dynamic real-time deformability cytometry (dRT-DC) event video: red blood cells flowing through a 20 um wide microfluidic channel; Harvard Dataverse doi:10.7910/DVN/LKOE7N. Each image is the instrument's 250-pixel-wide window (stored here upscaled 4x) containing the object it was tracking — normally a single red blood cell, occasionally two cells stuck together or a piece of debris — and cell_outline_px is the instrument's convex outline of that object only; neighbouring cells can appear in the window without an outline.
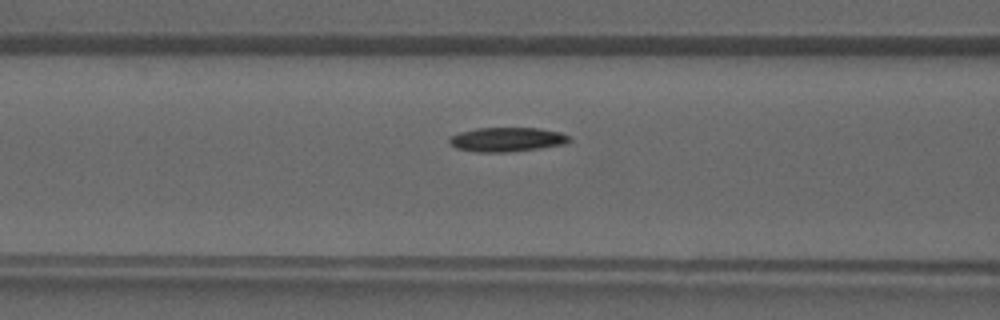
{"species": "common noctule bat (a hibernating species)", "species_latin": "Nyctalus noctula", "temperature_condition": "warm", "stored_images_in_passage": 40, "camera_frame_rate_fps": 3000, "um_per_image_px": 0.085, "animal": {"sex": "male", "forearm_length_mm": 52.5}, "frame": {"image": 1, "passage_image": 16, "time_ms": 5.0, "image_size_px": [1000, 320], "cell_outline_px": [[572, 140], [564, 144], [508, 152], [476, 152], [456, 148], [448, 144], [448, 140], [452, 136], [460, 132], [476, 128], [540, 128], [560, 132], [568, 136]], "centroid_in_image_um": [43.05, 11.85], "position_along_channel_um": 123.5, "area_um2": 16.88}}
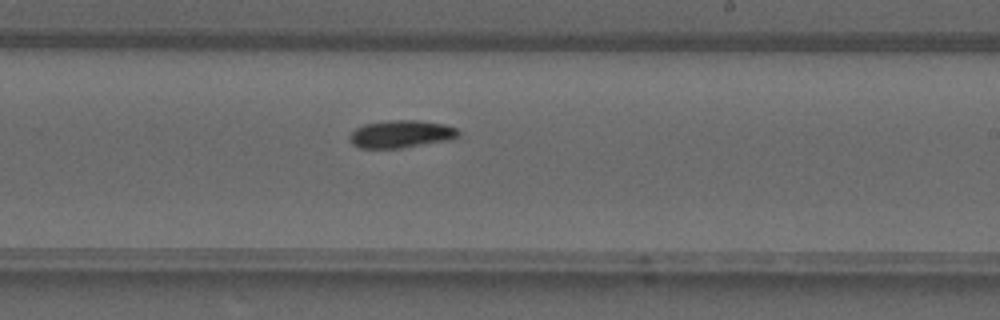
{"frame": {"image": 2, "passage_image": 24, "time_ms": 7.667, "image_size_px": [1000, 320], "cell_outline_px": [[460, 136], [456, 140], [400, 148], [360, 148], [352, 144], [348, 140], [348, 136], [356, 128], [364, 124], [384, 120], [420, 120], [444, 124], [456, 128], [460, 132]], "centroid_in_image_um": [34.13, 11.4], "position_along_channel_um": 254.9, "area_um2": 17.98}}
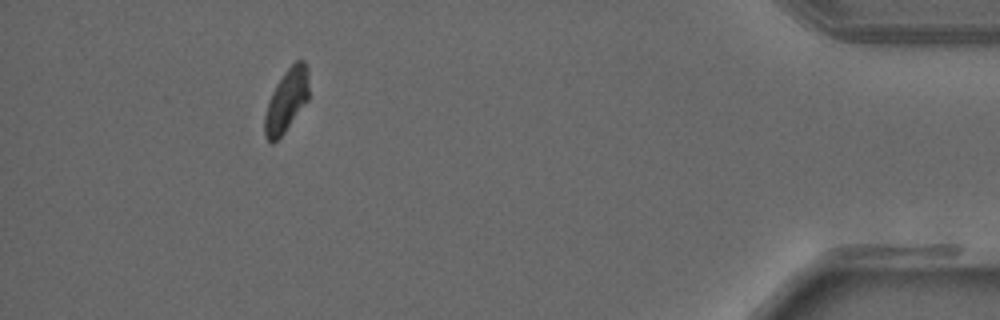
{"frame": {"image": 3, "passage_image": 37, "time_ms": 12.0, "image_size_px": [1000, 320], "cell_outline_px": [[308, 100], [284, 132], [272, 144], [264, 136], [264, 116], [268, 100], [276, 84], [284, 72], [296, 60], [304, 60], [308, 68]], "centroid_in_image_um": [24.34, 8.53], "position_along_channel_um": 410.9, "area_um2": 16.18}}